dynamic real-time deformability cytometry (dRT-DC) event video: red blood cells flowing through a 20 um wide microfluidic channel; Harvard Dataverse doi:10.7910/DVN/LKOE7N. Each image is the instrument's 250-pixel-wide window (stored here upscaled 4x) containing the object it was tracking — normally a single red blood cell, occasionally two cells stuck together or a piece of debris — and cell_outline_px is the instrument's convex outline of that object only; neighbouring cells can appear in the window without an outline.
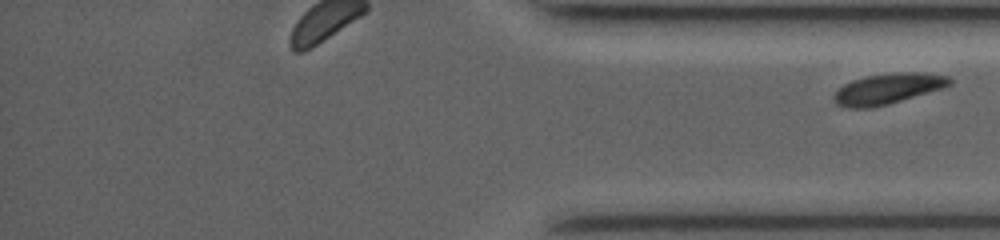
{"species": "common noctule bat (a hibernating species)", "species_latin": "Nyctalus noctula", "temperature_condition": "room temperature", "stored_images_in_passage": 35, "segment_of_instrument_passage": [2, 2], "camera_frame_rate_fps": 3500, "um_per_image_px": 0.085, "animal": {"sex": "female", "body_mass_g": 19.0, "forearm_length_mm": 53.3}, "frame": {"image": 1, "passage_image": 35, "time_ms": 9.714, "image_size_px": [1000, 240], "cell_outline_px": [[952, 84], [944, 88], [888, 104], [868, 108], [848, 108], [836, 104], [832, 100], [832, 96], [844, 84], [852, 80], [864, 76], [892, 72], [924, 72], [948, 76], [952, 80]], "centroid_in_image_um": [75.47, 7.53], "position_along_channel_um": 359.7, "area_um2": 20.87}}